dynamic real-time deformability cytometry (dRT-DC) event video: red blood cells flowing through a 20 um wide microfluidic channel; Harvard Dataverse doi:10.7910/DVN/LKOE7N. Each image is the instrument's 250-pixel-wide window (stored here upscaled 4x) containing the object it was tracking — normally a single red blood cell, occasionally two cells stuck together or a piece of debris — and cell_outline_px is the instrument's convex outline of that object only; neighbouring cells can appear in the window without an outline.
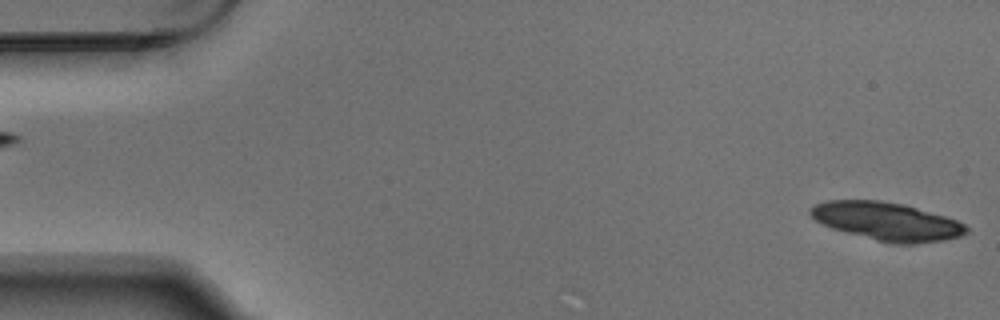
{"species": "Egyptian fruit bat (a non-hibernating species)", "species_latin": "Rousettus aegyptiacus", "temperature_condition": "warm", "stored_images_in_passage": 6, "segment_of_instrument_passage": [2, 2], "camera_frame_rate_fps": 3000, "um_per_image_px": 0.085, "animal": {"sex": "male"}, "frame": {"image": 1, "passage_image": 6, "time_ms": 1.667, "image_size_px": [1000, 320], "cell_outline_px": [[968, 232], [960, 236], [944, 240], [912, 244], [900, 244], [880, 240], [832, 228], [816, 220], [808, 212], [808, 208], [816, 204], [828, 200], [880, 200], [904, 204], [944, 216], [956, 220], [964, 224], [968, 228]], "centroid_in_image_um": [75.39, 18.8], "position_along_channel_um": 9.6, "area_um2": 34.1}}